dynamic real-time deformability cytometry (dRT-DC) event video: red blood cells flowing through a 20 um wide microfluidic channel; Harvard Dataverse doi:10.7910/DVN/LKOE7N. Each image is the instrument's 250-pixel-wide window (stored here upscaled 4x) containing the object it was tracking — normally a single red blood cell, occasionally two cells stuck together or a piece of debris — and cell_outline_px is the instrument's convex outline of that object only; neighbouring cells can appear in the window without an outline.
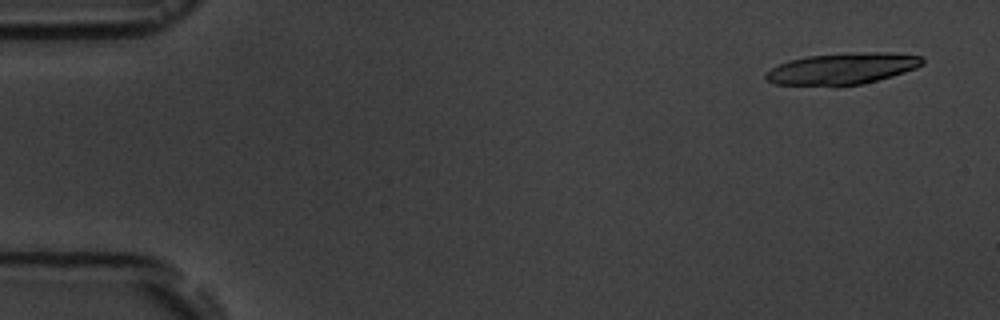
{"species": "common noctule bat (a hibernating species)", "species_latin": "Nyctalus noctula", "temperature_condition": "room temperature", "stored_images_in_passage": 6, "camera_frame_rate_fps": 3000, "um_per_image_px": 0.085, "animal": {"sex": "male", "body_mass_g": 19.5, "forearm_length_mm": 54.6}, "frame": {"image": 1, "passage_image": 1, "time_ms": 0.0, "image_size_px": [1000, 320], "cell_outline_px": [[924, 64], [916, 68], [892, 76], [860, 84], [776, 84], [768, 80], [764, 76], [772, 68], [788, 60], [808, 56], [848, 52], [892, 52], [924, 56]], "centroid_in_image_um": [71.68, 5.79], "position_along_channel_um": 13.3, "area_um2": 28.21}}